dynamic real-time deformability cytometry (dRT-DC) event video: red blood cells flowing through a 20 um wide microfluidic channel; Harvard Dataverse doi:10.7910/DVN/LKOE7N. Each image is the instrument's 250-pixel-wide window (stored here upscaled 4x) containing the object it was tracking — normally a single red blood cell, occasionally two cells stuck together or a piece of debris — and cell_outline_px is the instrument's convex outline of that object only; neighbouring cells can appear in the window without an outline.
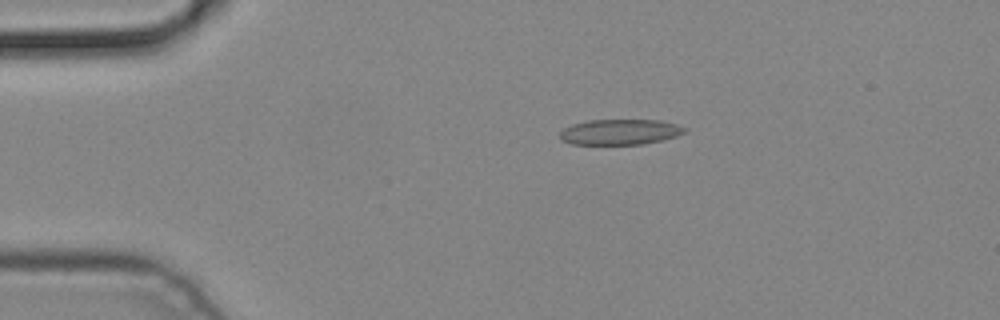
{"species": "common noctule bat (a hibernating species)", "species_latin": "Nyctalus noctula", "temperature_condition": "cold", "stored_images_in_passage": 2, "camera_frame_rate_fps": 3000, "um_per_image_px": 0.085, "animal": {"sex": "male", "body_mass_g": 19.2, "forearm_length_mm": 51.8}, "frame": {"image": 1, "passage_image": 1, "time_ms": 0.0, "image_size_px": [1000, 320], "cell_outline_px": [[688, 132], [664, 140], [644, 144], [572, 144], [560, 140], [560, 132], [564, 128], [572, 124], [588, 120], [660, 120], [676, 124], [688, 128]], "centroid_in_image_um": [52.74, 11.22], "position_along_channel_um": 32.3, "area_um2": 18.73}}
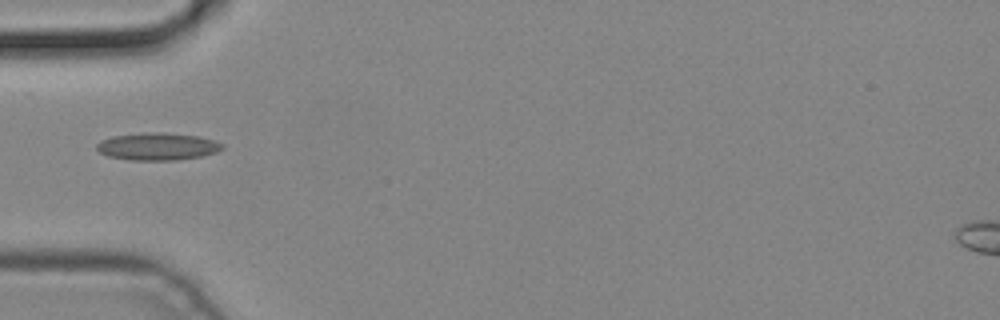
{"frame": {"image": 2, "passage_image": 2, "time_ms": 0.333, "image_size_px": [1000, 320], "cell_outline_px": [[224, 148], [216, 152], [200, 156], [176, 160], [132, 160], [108, 156], [100, 152], [96, 148], [96, 144], [100, 140], [112, 136], [148, 132], [160, 132], [196, 136], [212, 140], [224, 144]], "centroid_in_image_um": [13.36, 12.45], "position_along_channel_um": 71.6, "area_um2": 19.88}}